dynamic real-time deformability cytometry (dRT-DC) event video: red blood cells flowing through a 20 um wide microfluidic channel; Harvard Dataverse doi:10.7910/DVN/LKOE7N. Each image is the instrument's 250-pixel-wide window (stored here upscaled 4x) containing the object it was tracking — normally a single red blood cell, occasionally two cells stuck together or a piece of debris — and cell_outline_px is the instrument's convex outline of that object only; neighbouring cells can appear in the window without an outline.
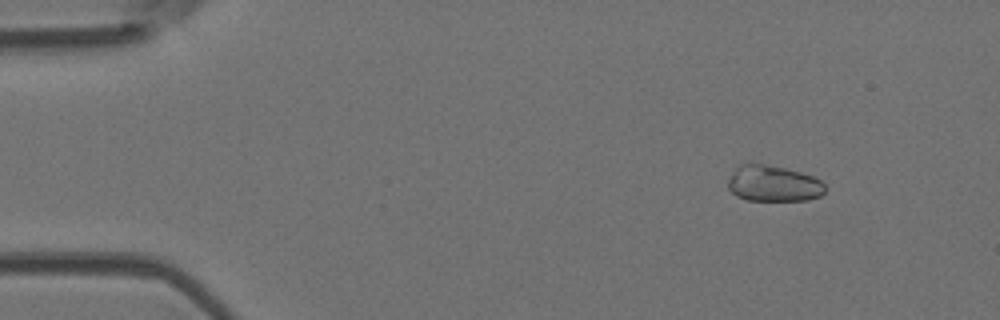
{"species": "Egyptian fruit bat (a non-hibernating species)", "species_latin": "Rousettus aegyptiacus", "temperature_condition": "room temperature", "stored_images_in_passage": 47, "camera_frame_rate_fps": 3000, "um_per_image_px": 0.085, "animal": {"sex": "female"}, "frame": {"image": 1, "passage_image": 1, "time_ms": 0.0, "image_size_px": [1000, 320], "cell_outline_px": [[828, 188], [820, 196], [808, 200], [748, 200], [736, 196], [728, 188], [728, 180], [736, 168], [740, 164], [764, 164], [784, 168], [800, 172], [812, 176], [820, 180]], "centroid_in_image_um": [65.75, 15.61], "position_along_channel_um": 19.2, "area_um2": 20.29}}
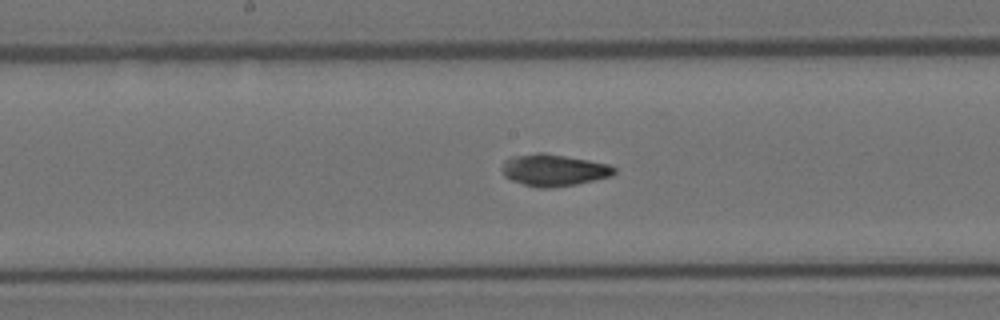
{"frame": {"image": 2, "passage_image": 22, "time_ms": 7.0, "image_size_px": [1000, 320], "cell_outline_px": [[616, 172], [612, 176], [576, 184], [552, 188], [540, 188], [524, 184], [512, 180], [504, 176], [504, 160], [508, 156], [536, 152], [544, 152], [588, 160], [608, 164], [616, 168]], "centroid_in_image_um": [47.07, 14.44], "position_along_channel_um": 201.1, "area_um2": 20.87}}
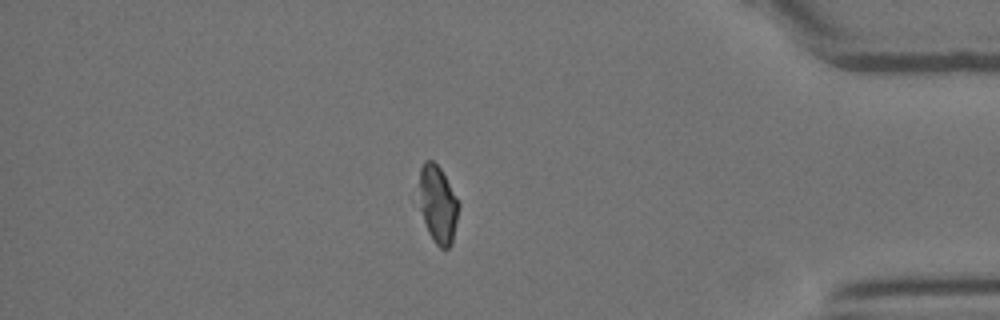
{"frame": {"image": 3, "passage_image": 40, "time_ms": 13.0, "image_size_px": [1000, 320], "cell_outline_px": [[460, 204], [452, 244], [448, 248], [440, 248], [432, 240], [428, 232], [420, 208], [420, 168], [424, 160], [432, 160], [440, 168]], "centroid_in_image_um": [37.23, 17.39], "position_along_channel_um": 398.0, "area_um2": 17.69}}